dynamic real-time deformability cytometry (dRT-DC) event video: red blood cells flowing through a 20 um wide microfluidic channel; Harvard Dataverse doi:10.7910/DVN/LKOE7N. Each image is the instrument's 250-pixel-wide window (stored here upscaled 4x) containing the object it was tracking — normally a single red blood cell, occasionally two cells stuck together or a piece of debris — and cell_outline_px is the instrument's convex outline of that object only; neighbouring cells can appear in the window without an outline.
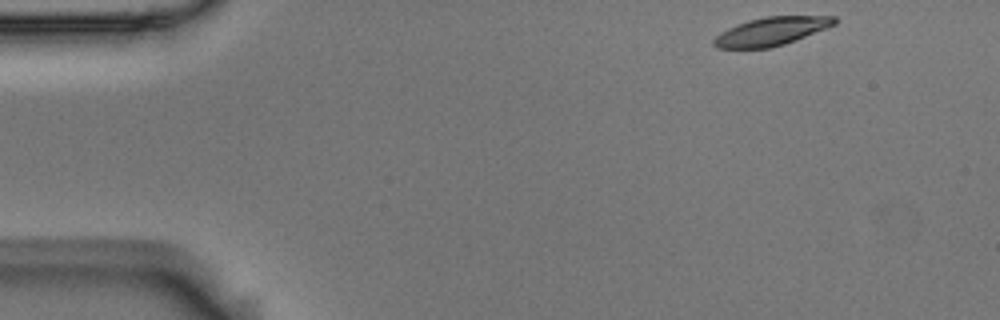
{"species": "Egyptian fruit bat (a non-hibernating species)", "species_latin": "Rousettus aegyptiacus", "temperature_condition": "room temperature", "stored_images_in_passage": 8, "camera_frame_rate_fps": 3000, "um_per_image_px": 0.085, "animal": {"sex": "male"}, "frame": {"image": 1, "passage_image": 1, "time_ms": 0.0, "image_size_px": [1000, 320], "cell_outline_px": [[836, 24], [796, 40], [772, 48], [716, 48], [712, 44], [712, 40], [720, 32], [736, 24], [748, 20], [768, 16], [836, 16]], "centroid_in_image_um": [65.53, 2.67], "position_along_channel_um": 19.5, "area_um2": 19.94}}